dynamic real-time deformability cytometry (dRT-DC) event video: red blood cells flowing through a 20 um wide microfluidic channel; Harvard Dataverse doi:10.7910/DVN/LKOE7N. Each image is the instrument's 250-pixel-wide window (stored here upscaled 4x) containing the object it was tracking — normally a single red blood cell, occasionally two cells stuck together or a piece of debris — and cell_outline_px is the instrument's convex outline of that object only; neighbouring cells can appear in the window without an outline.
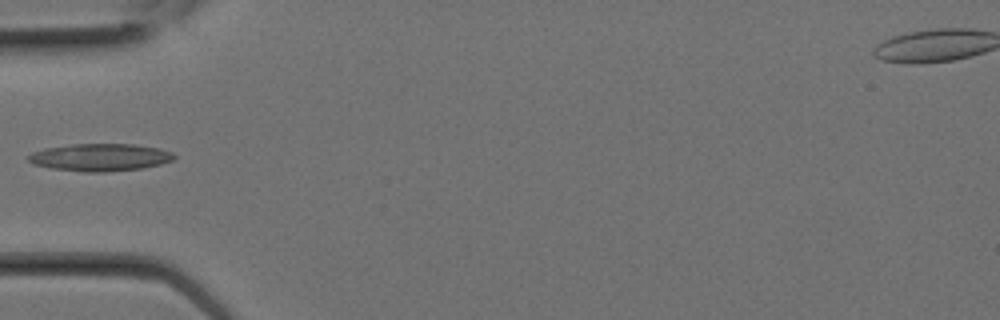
{"species": "Egyptian fruit bat (a non-hibernating species)", "species_latin": "Rousettus aegyptiacus", "temperature_condition": "room temperature", "stored_images_in_passage": 2, "camera_frame_rate_fps": 3000, "um_per_image_px": 0.085, "animal": {"sex": "female"}, "frame": {"image": 1, "passage_image": 2, "time_ms": 0.333, "image_size_px": [1000, 320], "cell_outline_px": [[176, 160], [160, 164], [140, 168], [104, 172], [84, 172], [48, 168], [32, 164], [24, 156], [32, 152], [44, 148], [72, 144], [132, 144], [160, 148], [172, 152], [176, 156]], "centroid_in_image_um": [8.47, 13.37], "position_along_channel_um": 76.5, "area_um2": 23.58}}